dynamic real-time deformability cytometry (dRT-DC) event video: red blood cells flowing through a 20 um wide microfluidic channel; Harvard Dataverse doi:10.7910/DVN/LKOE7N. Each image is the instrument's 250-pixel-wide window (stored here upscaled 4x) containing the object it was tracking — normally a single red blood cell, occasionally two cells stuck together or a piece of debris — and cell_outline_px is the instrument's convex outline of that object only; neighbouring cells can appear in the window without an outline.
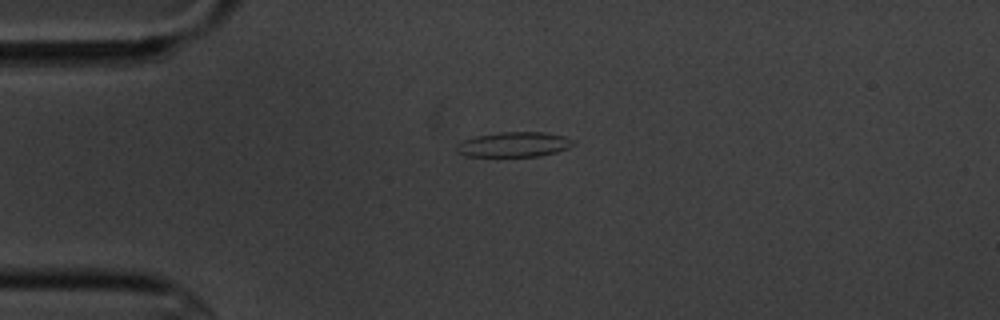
{"species": "common noctule bat (a hibernating species)", "species_latin": "Nyctalus noctula", "temperature_condition": "cold", "stored_images_in_passage": 3, "camera_frame_rate_fps": 3000, "um_per_image_px": 0.085, "animal": {"sex": "male", "body_mass_g": 20.1, "forearm_length_mm": 53.5}, "frame": {"image": 1, "passage_image": 1, "time_ms": 0.0, "image_size_px": [1000, 320], "cell_outline_px": [[576, 144], [568, 148], [556, 152], [536, 156], [464, 156], [456, 152], [456, 144], [464, 140], [476, 136], [500, 132], [544, 132], [564, 136], [576, 140]], "centroid_in_image_um": [43.7, 12.28], "position_along_channel_um": 41.3, "area_um2": 17.05}}
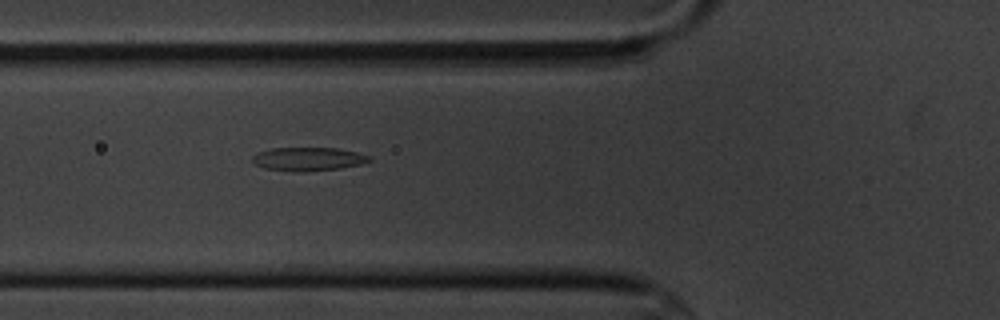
{"frame": {"image": 2, "passage_image": 3, "time_ms": 2.333, "image_size_px": [1000, 320], "cell_outline_px": [[372, 160], [360, 164], [340, 168], [300, 172], [296, 172], [264, 168], [256, 164], [252, 160], [252, 156], [256, 152], [272, 148], [336, 148], [356, 152], [372, 156]], "centroid_in_image_um": [26.19, 13.51], "position_along_channel_um": 99.6, "area_um2": 16.01}}